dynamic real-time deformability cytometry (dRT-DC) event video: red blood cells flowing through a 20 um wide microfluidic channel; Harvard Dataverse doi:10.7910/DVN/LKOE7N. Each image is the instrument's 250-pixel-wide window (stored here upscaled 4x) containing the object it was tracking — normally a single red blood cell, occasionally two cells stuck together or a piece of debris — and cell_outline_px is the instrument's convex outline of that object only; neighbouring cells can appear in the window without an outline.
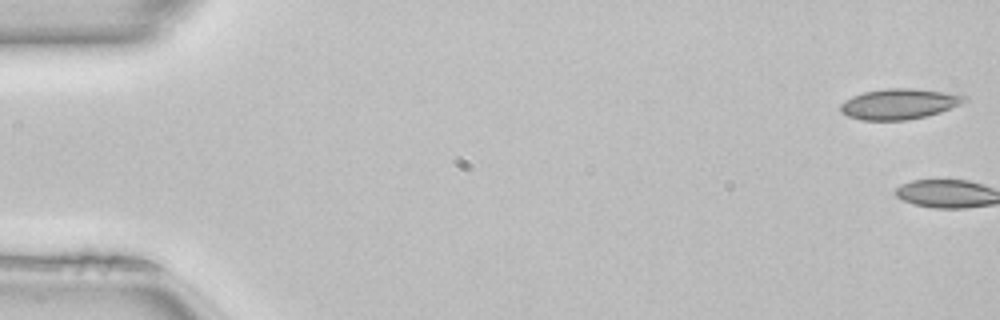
{"species": "common noctule bat (a hibernating species)", "species_latin": "Nyctalus noctula", "temperature_condition": "room temperature", "stored_images_in_passage": 3, "camera_frame_rate_fps": 3000, "um_per_image_px": 0.085, "animal": {"sex": "female", "body_mass_g": 22.7, "forearm_length_mm": 54.2}, "frame": {"image": 1, "passage_image": 1, "time_ms": 0.0, "image_size_px": [1000, 320], "cell_outline_px": [[968, 100], [960, 104], [940, 112], [908, 120], [860, 120], [848, 116], [840, 112], [840, 104], [852, 96], [864, 92], [888, 88], [912, 88], [968, 96]], "centroid_in_image_um": [76.39, 8.84], "position_along_channel_um": 8.6, "area_um2": 21.85}}